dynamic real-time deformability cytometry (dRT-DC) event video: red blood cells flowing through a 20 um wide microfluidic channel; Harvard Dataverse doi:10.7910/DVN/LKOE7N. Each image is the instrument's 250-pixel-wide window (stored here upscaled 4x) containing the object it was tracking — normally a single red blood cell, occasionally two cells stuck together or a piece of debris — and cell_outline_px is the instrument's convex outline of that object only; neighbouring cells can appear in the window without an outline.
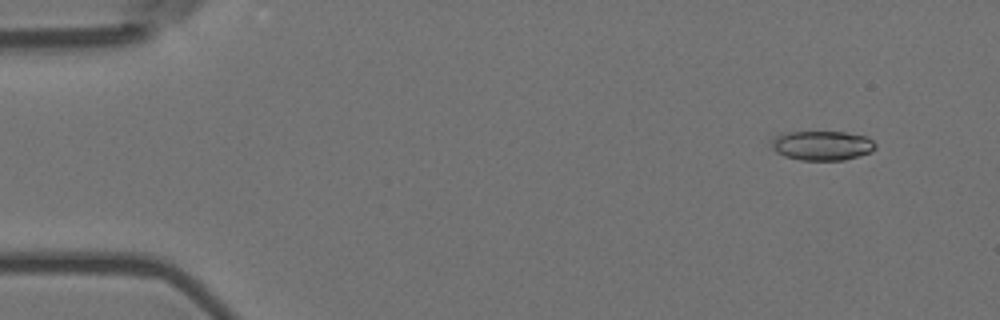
{"species": "Egyptian fruit bat (a non-hibernating species)", "species_latin": "Rousettus aegyptiacus", "temperature_condition": "room temperature", "stored_images_in_passage": 5, "camera_frame_rate_fps": 3000, "um_per_image_px": 0.085, "animal": {"sex": "female"}, "frame": {"image": 1, "passage_image": 1, "time_ms": 0.0, "image_size_px": [1000, 320], "cell_outline_px": [[876, 148], [872, 152], [860, 156], [844, 160], [800, 160], [784, 156], [776, 152], [768, 144], [768, 140], [772, 136], [780, 132], [844, 132], [868, 136], [876, 144]], "centroid_in_image_um": [69.82, 12.36], "position_along_channel_um": 15.2, "area_um2": 18.44}}
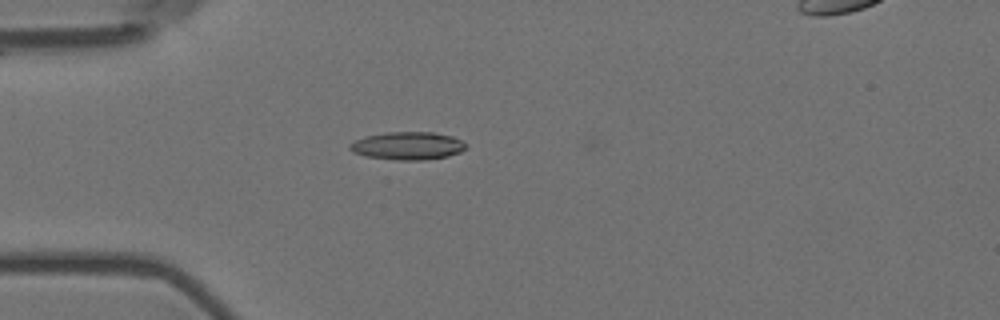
{"frame": {"image": 2, "passage_image": 4, "time_ms": 1.0, "image_size_px": [1000, 320], "cell_outline_px": [[468, 144], [460, 152], [448, 156], [424, 160], [396, 160], [364, 156], [352, 152], [348, 148], [348, 144], [364, 136], [384, 132], [436, 132], [452, 136], [464, 140]], "centroid_in_image_um": [34.64, 12.38], "position_along_channel_um": 50.4, "area_um2": 19.19}}